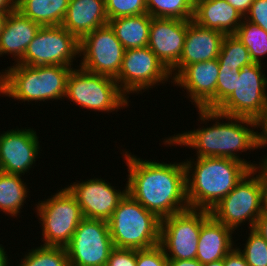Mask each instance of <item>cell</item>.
Instances as JSON below:
<instances>
[{
  "label": "cell",
  "instance_id": "cell-1",
  "mask_svg": "<svg viewBox=\"0 0 267 266\" xmlns=\"http://www.w3.org/2000/svg\"><path fill=\"white\" fill-rule=\"evenodd\" d=\"M128 169L127 193L160 220L189 209L183 162H156L123 151Z\"/></svg>",
  "mask_w": 267,
  "mask_h": 266
},
{
  "label": "cell",
  "instance_id": "cell-2",
  "mask_svg": "<svg viewBox=\"0 0 267 266\" xmlns=\"http://www.w3.org/2000/svg\"><path fill=\"white\" fill-rule=\"evenodd\" d=\"M197 111L203 124L211 120L215 123L209 127L203 126L174 134V136L165 138L164 144L191 147L196 150L197 157L231 158L243 162L250 170L258 165L238 155L239 152L259 149L258 131H254L257 128L256 120L224 115L216 110L197 109ZM224 119L228 122H224Z\"/></svg>",
  "mask_w": 267,
  "mask_h": 266
},
{
  "label": "cell",
  "instance_id": "cell-3",
  "mask_svg": "<svg viewBox=\"0 0 267 266\" xmlns=\"http://www.w3.org/2000/svg\"><path fill=\"white\" fill-rule=\"evenodd\" d=\"M192 161H191V160ZM184 161L186 197L190 208L210 211L250 171L243 163L231 158L196 157Z\"/></svg>",
  "mask_w": 267,
  "mask_h": 266
},
{
  "label": "cell",
  "instance_id": "cell-4",
  "mask_svg": "<svg viewBox=\"0 0 267 266\" xmlns=\"http://www.w3.org/2000/svg\"><path fill=\"white\" fill-rule=\"evenodd\" d=\"M73 67L14 64L0 72V94L22 102L65 98L67 79Z\"/></svg>",
  "mask_w": 267,
  "mask_h": 266
},
{
  "label": "cell",
  "instance_id": "cell-5",
  "mask_svg": "<svg viewBox=\"0 0 267 266\" xmlns=\"http://www.w3.org/2000/svg\"><path fill=\"white\" fill-rule=\"evenodd\" d=\"M107 222L115 248L142 250L160 244L161 220L129 193L120 200Z\"/></svg>",
  "mask_w": 267,
  "mask_h": 266
},
{
  "label": "cell",
  "instance_id": "cell-6",
  "mask_svg": "<svg viewBox=\"0 0 267 266\" xmlns=\"http://www.w3.org/2000/svg\"><path fill=\"white\" fill-rule=\"evenodd\" d=\"M65 98L82 108L102 113L118 112L130 102L114 78L87 72L79 66L69 74Z\"/></svg>",
  "mask_w": 267,
  "mask_h": 266
},
{
  "label": "cell",
  "instance_id": "cell-7",
  "mask_svg": "<svg viewBox=\"0 0 267 266\" xmlns=\"http://www.w3.org/2000/svg\"><path fill=\"white\" fill-rule=\"evenodd\" d=\"M50 197L35 204L42 225V245L65 248L84 217L76 198L66 187Z\"/></svg>",
  "mask_w": 267,
  "mask_h": 266
},
{
  "label": "cell",
  "instance_id": "cell-8",
  "mask_svg": "<svg viewBox=\"0 0 267 266\" xmlns=\"http://www.w3.org/2000/svg\"><path fill=\"white\" fill-rule=\"evenodd\" d=\"M263 209L260 178L251 169L235 188L210 210V215L233 231L248 221L250 230L255 227Z\"/></svg>",
  "mask_w": 267,
  "mask_h": 266
},
{
  "label": "cell",
  "instance_id": "cell-9",
  "mask_svg": "<svg viewBox=\"0 0 267 266\" xmlns=\"http://www.w3.org/2000/svg\"><path fill=\"white\" fill-rule=\"evenodd\" d=\"M209 216L210 211L189 208L161 219L159 245L168 260L196 258L201 226Z\"/></svg>",
  "mask_w": 267,
  "mask_h": 266
},
{
  "label": "cell",
  "instance_id": "cell-10",
  "mask_svg": "<svg viewBox=\"0 0 267 266\" xmlns=\"http://www.w3.org/2000/svg\"><path fill=\"white\" fill-rule=\"evenodd\" d=\"M263 71L262 63L243 67L236 76L234 92L216 111L257 121L267 109V77Z\"/></svg>",
  "mask_w": 267,
  "mask_h": 266
},
{
  "label": "cell",
  "instance_id": "cell-11",
  "mask_svg": "<svg viewBox=\"0 0 267 266\" xmlns=\"http://www.w3.org/2000/svg\"><path fill=\"white\" fill-rule=\"evenodd\" d=\"M79 49L80 41L61 25L41 26L18 64L72 67Z\"/></svg>",
  "mask_w": 267,
  "mask_h": 266
},
{
  "label": "cell",
  "instance_id": "cell-12",
  "mask_svg": "<svg viewBox=\"0 0 267 266\" xmlns=\"http://www.w3.org/2000/svg\"><path fill=\"white\" fill-rule=\"evenodd\" d=\"M172 80L170 71L147 47L126 49L121 69L115 78L121 91L127 96L140 94L142 90L155 88L160 83ZM140 92V93H139Z\"/></svg>",
  "mask_w": 267,
  "mask_h": 266
},
{
  "label": "cell",
  "instance_id": "cell-13",
  "mask_svg": "<svg viewBox=\"0 0 267 266\" xmlns=\"http://www.w3.org/2000/svg\"><path fill=\"white\" fill-rule=\"evenodd\" d=\"M114 248L108 222L86 218L65 247L70 266H106Z\"/></svg>",
  "mask_w": 267,
  "mask_h": 266
},
{
  "label": "cell",
  "instance_id": "cell-14",
  "mask_svg": "<svg viewBox=\"0 0 267 266\" xmlns=\"http://www.w3.org/2000/svg\"><path fill=\"white\" fill-rule=\"evenodd\" d=\"M125 50L114 30L107 24L80 40L79 67L87 72L115 79L121 69Z\"/></svg>",
  "mask_w": 267,
  "mask_h": 266
},
{
  "label": "cell",
  "instance_id": "cell-15",
  "mask_svg": "<svg viewBox=\"0 0 267 266\" xmlns=\"http://www.w3.org/2000/svg\"><path fill=\"white\" fill-rule=\"evenodd\" d=\"M66 188L76 198L84 218L105 221L110 219L118 203L127 193V183L121 191L101 177L73 182Z\"/></svg>",
  "mask_w": 267,
  "mask_h": 266
},
{
  "label": "cell",
  "instance_id": "cell-16",
  "mask_svg": "<svg viewBox=\"0 0 267 266\" xmlns=\"http://www.w3.org/2000/svg\"><path fill=\"white\" fill-rule=\"evenodd\" d=\"M33 128H16L0 133V171L23 175L31 170L40 153V142Z\"/></svg>",
  "mask_w": 267,
  "mask_h": 266
},
{
  "label": "cell",
  "instance_id": "cell-17",
  "mask_svg": "<svg viewBox=\"0 0 267 266\" xmlns=\"http://www.w3.org/2000/svg\"><path fill=\"white\" fill-rule=\"evenodd\" d=\"M219 76L218 58L189 64L171 81L187 91L197 109L216 110V84Z\"/></svg>",
  "mask_w": 267,
  "mask_h": 266
},
{
  "label": "cell",
  "instance_id": "cell-18",
  "mask_svg": "<svg viewBox=\"0 0 267 266\" xmlns=\"http://www.w3.org/2000/svg\"><path fill=\"white\" fill-rule=\"evenodd\" d=\"M187 20L152 17L148 47L170 71L182 55Z\"/></svg>",
  "mask_w": 267,
  "mask_h": 266
},
{
  "label": "cell",
  "instance_id": "cell-19",
  "mask_svg": "<svg viewBox=\"0 0 267 266\" xmlns=\"http://www.w3.org/2000/svg\"><path fill=\"white\" fill-rule=\"evenodd\" d=\"M225 34L187 20L184 48L179 62L170 70L172 79L187 65L218 58ZM173 74V75H172Z\"/></svg>",
  "mask_w": 267,
  "mask_h": 266
},
{
  "label": "cell",
  "instance_id": "cell-20",
  "mask_svg": "<svg viewBox=\"0 0 267 266\" xmlns=\"http://www.w3.org/2000/svg\"><path fill=\"white\" fill-rule=\"evenodd\" d=\"M108 21L105 0H70L61 26L80 41Z\"/></svg>",
  "mask_w": 267,
  "mask_h": 266
},
{
  "label": "cell",
  "instance_id": "cell-21",
  "mask_svg": "<svg viewBox=\"0 0 267 266\" xmlns=\"http://www.w3.org/2000/svg\"><path fill=\"white\" fill-rule=\"evenodd\" d=\"M233 233L210 215L201 226L196 259L202 265L224 259L236 247Z\"/></svg>",
  "mask_w": 267,
  "mask_h": 266
},
{
  "label": "cell",
  "instance_id": "cell-22",
  "mask_svg": "<svg viewBox=\"0 0 267 266\" xmlns=\"http://www.w3.org/2000/svg\"><path fill=\"white\" fill-rule=\"evenodd\" d=\"M41 25L22 15L18 10L9 13L3 31L0 33V57L12 55L18 63Z\"/></svg>",
  "mask_w": 267,
  "mask_h": 266
},
{
  "label": "cell",
  "instance_id": "cell-23",
  "mask_svg": "<svg viewBox=\"0 0 267 266\" xmlns=\"http://www.w3.org/2000/svg\"><path fill=\"white\" fill-rule=\"evenodd\" d=\"M243 18L226 0H201L194 5L192 21L226 35L234 34Z\"/></svg>",
  "mask_w": 267,
  "mask_h": 266
},
{
  "label": "cell",
  "instance_id": "cell-24",
  "mask_svg": "<svg viewBox=\"0 0 267 266\" xmlns=\"http://www.w3.org/2000/svg\"><path fill=\"white\" fill-rule=\"evenodd\" d=\"M151 19L150 15L144 13L114 18L108 24L125 49H136L148 46Z\"/></svg>",
  "mask_w": 267,
  "mask_h": 266
},
{
  "label": "cell",
  "instance_id": "cell-25",
  "mask_svg": "<svg viewBox=\"0 0 267 266\" xmlns=\"http://www.w3.org/2000/svg\"><path fill=\"white\" fill-rule=\"evenodd\" d=\"M70 0H17L16 10L41 26L61 25Z\"/></svg>",
  "mask_w": 267,
  "mask_h": 266
},
{
  "label": "cell",
  "instance_id": "cell-26",
  "mask_svg": "<svg viewBox=\"0 0 267 266\" xmlns=\"http://www.w3.org/2000/svg\"><path fill=\"white\" fill-rule=\"evenodd\" d=\"M22 175L0 171V211L17 217L26 203L28 187ZM23 180V181H22Z\"/></svg>",
  "mask_w": 267,
  "mask_h": 266
},
{
  "label": "cell",
  "instance_id": "cell-27",
  "mask_svg": "<svg viewBox=\"0 0 267 266\" xmlns=\"http://www.w3.org/2000/svg\"><path fill=\"white\" fill-rule=\"evenodd\" d=\"M234 35L249 50L254 63H261L262 57L267 55V32L245 18L237 28Z\"/></svg>",
  "mask_w": 267,
  "mask_h": 266
},
{
  "label": "cell",
  "instance_id": "cell-28",
  "mask_svg": "<svg viewBox=\"0 0 267 266\" xmlns=\"http://www.w3.org/2000/svg\"><path fill=\"white\" fill-rule=\"evenodd\" d=\"M146 7L151 17L193 19L194 4L190 0H146Z\"/></svg>",
  "mask_w": 267,
  "mask_h": 266
},
{
  "label": "cell",
  "instance_id": "cell-29",
  "mask_svg": "<svg viewBox=\"0 0 267 266\" xmlns=\"http://www.w3.org/2000/svg\"><path fill=\"white\" fill-rule=\"evenodd\" d=\"M219 67L243 68L253 64L249 50L234 35L226 34L218 55Z\"/></svg>",
  "mask_w": 267,
  "mask_h": 266
},
{
  "label": "cell",
  "instance_id": "cell-30",
  "mask_svg": "<svg viewBox=\"0 0 267 266\" xmlns=\"http://www.w3.org/2000/svg\"><path fill=\"white\" fill-rule=\"evenodd\" d=\"M28 251L17 266H70L64 247L40 245Z\"/></svg>",
  "mask_w": 267,
  "mask_h": 266
},
{
  "label": "cell",
  "instance_id": "cell-31",
  "mask_svg": "<svg viewBox=\"0 0 267 266\" xmlns=\"http://www.w3.org/2000/svg\"><path fill=\"white\" fill-rule=\"evenodd\" d=\"M249 231L244 249L236 248L249 266H267V241L254 228Z\"/></svg>",
  "mask_w": 267,
  "mask_h": 266
},
{
  "label": "cell",
  "instance_id": "cell-32",
  "mask_svg": "<svg viewBox=\"0 0 267 266\" xmlns=\"http://www.w3.org/2000/svg\"><path fill=\"white\" fill-rule=\"evenodd\" d=\"M109 20L147 13L146 0H105Z\"/></svg>",
  "mask_w": 267,
  "mask_h": 266
},
{
  "label": "cell",
  "instance_id": "cell-33",
  "mask_svg": "<svg viewBox=\"0 0 267 266\" xmlns=\"http://www.w3.org/2000/svg\"><path fill=\"white\" fill-rule=\"evenodd\" d=\"M241 68L219 67L216 84V109L234 92Z\"/></svg>",
  "mask_w": 267,
  "mask_h": 266
},
{
  "label": "cell",
  "instance_id": "cell-34",
  "mask_svg": "<svg viewBox=\"0 0 267 266\" xmlns=\"http://www.w3.org/2000/svg\"><path fill=\"white\" fill-rule=\"evenodd\" d=\"M136 266H168V259L160 245L136 250Z\"/></svg>",
  "mask_w": 267,
  "mask_h": 266
},
{
  "label": "cell",
  "instance_id": "cell-35",
  "mask_svg": "<svg viewBox=\"0 0 267 266\" xmlns=\"http://www.w3.org/2000/svg\"><path fill=\"white\" fill-rule=\"evenodd\" d=\"M244 18L267 32V0H254Z\"/></svg>",
  "mask_w": 267,
  "mask_h": 266
},
{
  "label": "cell",
  "instance_id": "cell-36",
  "mask_svg": "<svg viewBox=\"0 0 267 266\" xmlns=\"http://www.w3.org/2000/svg\"><path fill=\"white\" fill-rule=\"evenodd\" d=\"M106 266H136V250L114 248Z\"/></svg>",
  "mask_w": 267,
  "mask_h": 266
},
{
  "label": "cell",
  "instance_id": "cell-37",
  "mask_svg": "<svg viewBox=\"0 0 267 266\" xmlns=\"http://www.w3.org/2000/svg\"><path fill=\"white\" fill-rule=\"evenodd\" d=\"M255 173H258L260 182L262 185V195H263V207L267 209V167L260 161L259 166L253 168Z\"/></svg>",
  "mask_w": 267,
  "mask_h": 266
},
{
  "label": "cell",
  "instance_id": "cell-38",
  "mask_svg": "<svg viewBox=\"0 0 267 266\" xmlns=\"http://www.w3.org/2000/svg\"><path fill=\"white\" fill-rule=\"evenodd\" d=\"M261 128V132L258 133V147H267V109L263 112V115L257 120V129Z\"/></svg>",
  "mask_w": 267,
  "mask_h": 266
},
{
  "label": "cell",
  "instance_id": "cell-39",
  "mask_svg": "<svg viewBox=\"0 0 267 266\" xmlns=\"http://www.w3.org/2000/svg\"><path fill=\"white\" fill-rule=\"evenodd\" d=\"M224 266H249L246 263L244 256L235 247L224 258Z\"/></svg>",
  "mask_w": 267,
  "mask_h": 266
},
{
  "label": "cell",
  "instance_id": "cell-40",
  "mask_svg": "<svg viewBox=\"0 0 267 266\" xmlns=\"http://www.w3.org/2000/svg\"><path fill=\"white\" fill-rule=\"evenodd\" d=\"M234 7L243 17L249 12L251 4L254 0H226Z\"/></svg>",
  "mask_w": 267,
  "mask_h": 266
},
{
  "label": "cell",
  "instance_id": "cell-41",
  "mask_svg": "<svg viewBox=\"0 0 267 266\" xmlns=\"http://www.w3.org/2000/svg\"><path fill=\"white\" fill-rule=\"evenodd\" d=\"M254 229L267 241V209H263Z\"/></svg>",
  "mask_w": 267,
  "mask_h": 266
},
{
  "label": "cell",
  "instance_id": "cell-42",
  "mask_svg": "<svg viewBox=\"0 0 267 266\" xmlns=\"http://www.w3.org/2000/svg\"><path fill=\"white\" fill-rule=\"evenodd\" d=\"M168 266H203L196 258L189 260H168Z\"/></svg>",
  "mask_w": 267,
  "mask_h": 266
},
{
  "label": "cell",
  "instance_id": "cell-43",
  "mask_svg": "<svg viewBox=\"0 0 267 266\" xmlns=\"http://www.w3.org/2000/svg\"><path fill=\"white\" fill-rule=\"evenodd\" d=\"M17 0H0V11L13 12L16 10Z\"/></svg>",
  "mask_w": 267,
  "mask_h": 266
},
{
  "label": "cell",
  "instance_id": "cell-44",
  "mask_svg": "<svg viewBox=\"0 0 267 266\" xmlns=\"http://www.w3.org/2000/svg\"><path fill=\"white\" fill-rule=\"evenodd\" d=\"M8 256L6 254L5 248L0 244V266H9Z\"/></svg>",
  "mask_w": 267,
  "mask_h": 266
},
{
  "label": "cell",
  "instance_id": "cell-45",
  "mask_svg": "<svg viewBox=\"0 0 267 266\" xmlns=\"http://www.w3.org/2000/svg\"><path fill=\"white\" fill-rule=\"evenodd\" d=\"M11 12L0 11V33L3 31L7 18Z\"/></svg>",
  "mask_w": 267,
  "mask_h": 266
},
{
  "label": "cell",
  "instance_id": "cell-46",
  "mask_svg": "<svg viewBox=\"0 0 267 266\" xmlns=\"http://www.w3.org/2000/svg\"><path fill=\"white\" fill-rule=\"evenodd\" d=\"M203 266H224V259L213 261L211 263L204 264Z\"/></svg>",
  "mask_w": 267,
  "mask_h": 266
},
{
  "label": "cell",
  "instance_id": "cell-47",
  "mask_svg": "<svg viewBox=\"0 0 267 266\" xmlns=\"http://www.w3.org/2000/svg\"><path fill=\"white\" fill-rule=\"evenodd\" d=\"M260 161L267 167V155H264V158L261 157Z\"/></svg>",
  "mask_w": 267,
  "mask_h": 266
},
{
  "label": "cell",
  "instance_id": "cell-48",
  "mask_svg": "<svg viewBox=\"0 0 267 266\" xmlns=\"http://www.w3.org/2000/svg\"><path fill=\"white\" fill-rule=\"evenodd\" d=\"M194 5L201 0H190Z\"/></svg>",
  "mask_w": 267,
  "mask_h": 266
}]
</instances>
